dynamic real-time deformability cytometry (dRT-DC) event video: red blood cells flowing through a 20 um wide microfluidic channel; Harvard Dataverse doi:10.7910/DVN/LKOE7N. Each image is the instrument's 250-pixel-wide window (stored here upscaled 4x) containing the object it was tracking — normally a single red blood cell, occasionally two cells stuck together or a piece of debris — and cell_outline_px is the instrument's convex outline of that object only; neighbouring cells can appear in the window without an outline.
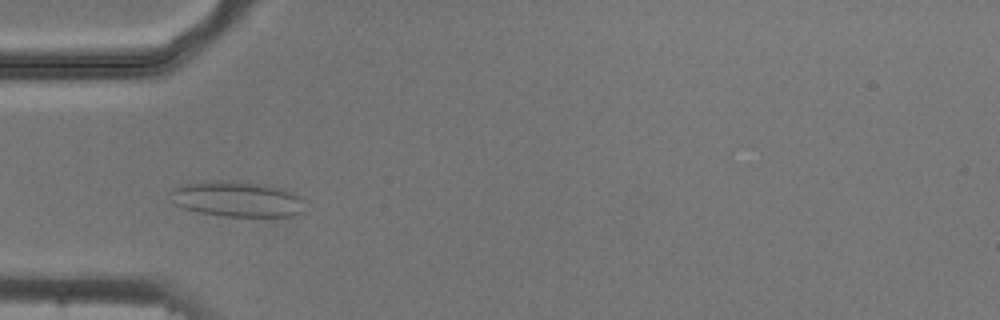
{"species": "common noctule bat (a hibernating species)", "species_latin": "Nyctalus noctula", "temperature_condition": "cold", "stored_images_in_passage": 51, "camera_frame_rate_fps": 3000, "um_per_image_px": 0.085, "animal": {"sex": "male", "body_mass_g": 20.5, "forearm_length_mm": 52.5}, "frame": {"image": 1, "passage_image": 14, "time_ms": 4.333, "image_size_px": [1000, 320], "cell_outline_px": [[304, 212], [292, 216], [224, 216], [200, 212], [184, 208], [168, 200], [168, 192], [184, 184], [220, 180], [248, 180], [268, 184], [284, 188], [304, 196]], "centroid_in_image_um": [20.22, 16.89], "position_along_channel_um": 64.8, "area_um2": 28.61}}
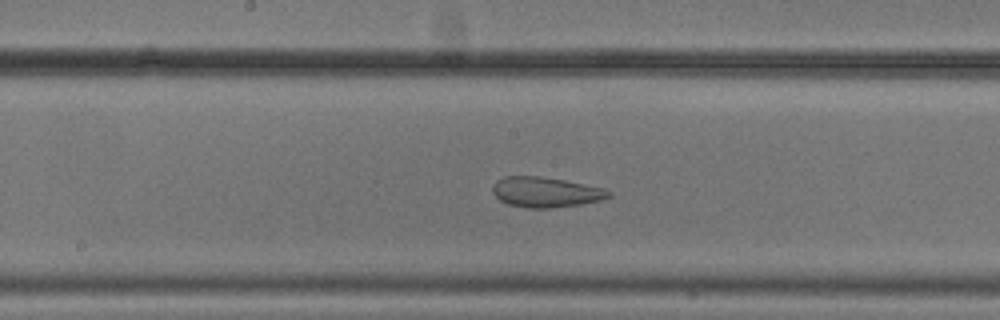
{"frame": {"image": 2, "passage_image": 25, "time_ms": 8.0, "image_size_px": [1000, 320], "cell_outline_px": [[612, 196], [600, 200], [580, 204], [552, 208], [528, 208], [508, 204], [500, 200], [492, 192], [492, 184], [496, 180], [504, 176], [540, 176], [564, 180], [604, 188], [612, 192]], "centroid_in_image_um": [46.36, 16.32], "position_along_channel_um": 201.8, "area_um2": 20.52}}
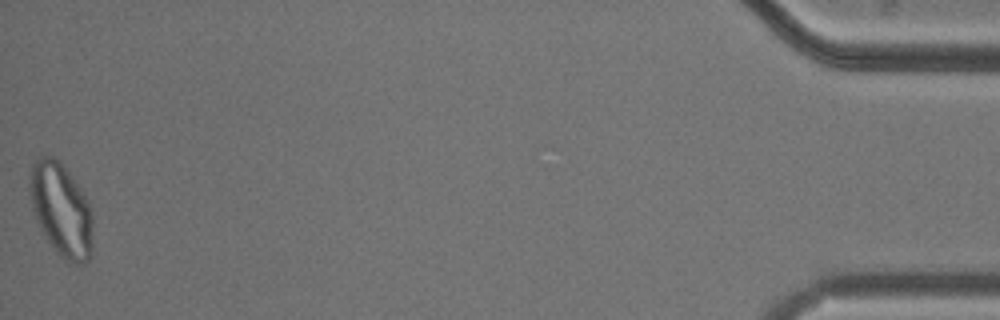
{"frame": {"image": 3, "passage_image": 51, "time_ms": 16.667, "image_size_px": [1000, 320], "cell_outline_px": [[92, 252], [88, 260], [84, 264], [68, 264], [56, 252], [44, 236], [36, 220], [32, 208], [28, 192], [32, 164], [36, 156], [52, 156], [60, 160], [80, 188], [88, 200], [92, 212]], "centroid_in_image_um": [5.2, 17.84], "position_along_channel_um": 430.0, "area_um2": 34.91}, "authors_computed_cell_mechanics": {"area_um2": 29.189, "velocity_mm_per_s": 3.7308, "shape_relaxation_time_tau1_ms": null, "shape_relaxation_time_tau2_ms": 1.3486, "deformation_change_tau1": null, "deformation_change_tau2": 0.0721}}